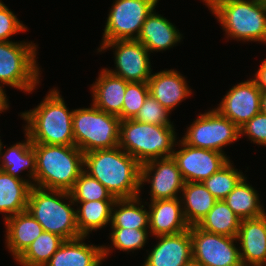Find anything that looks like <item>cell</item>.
<instances>
[{
    "label": "cell",
    "mask_w": 266,
    "mask_h": 266,
    "mask_svg": "<svg viewBox=\"0 0 266 266\" xmlns=\"http://www.w3.org/2000/svg\"><path fill=\"white\" fill-rule=\"evenodd\" d=\"M84 171L102 183L116 199L141 193V164L119 146L84 153Z\"/></svg>",
    "instance_id": "cell-1"
},
{
    "label": "cell",
    "mask_w": 266,
    "mask_h": 266,
    "mask_svg": "<svg viewBox=\"0 0 266 266\" xmlns=\"http://www.w3.org/2000/svg\"><path fill=\"white\" fill-rule=\"evenodd\" d=\"M58 89L49 90L45 98L32 110L20 113L26 121L24 132L32 143L75 145L73 111L66 106Z\"/></svg>",
    "instance_id": "cell-2"
},
{
    "label": "cell",
    "mask_w": 266,
    "mask_h": 266,
    "mask_svg": "<svg viewBox=\"0 0 266 266\" xmlns=\"http://www.w3.org/2000/svg\"><path fill=\"white\" fill-rule=\"evenodd\" d=\"M32 146L36 155L34 186L69 192L84 171V153L75 145Z\"/></svg>",
    "instance_id": "cell-3"
},
{
    "label": "cell",
    "mask_w": 266,
    "mask_h": 266,
    "mask_svg": "<svg viewBox=\"0 0 266 266\" xmlns=\"http://www.w3.org/2000/svg\"><path fill=\"white\" fill-rule=\"evenodd\" d=\"M69 201L66 203L64 200ZM75 203L70 192L32 186L28 196L27 211L38 221L43 230L64 240L80 237Z\"/></svg>",
    "instance_id": "cell-4"
},
{
    "label": "cell",
    "mask_w": 266,
    "mask_h": 266,
    "mask_svg": "<svg viewBox=\"0 0 266 266\" xmlns=\"http://www.w3.org/2000/svg\"><path fill=\"white\" fill-rule=\"evenodd\" d=\"M173 126L142 123L135 119L121 120L118 146L141 165L172 157L177 143Z\"/></svg>",
    "instance_id": "cell-5"
},
{
    "label": "cell",
    "mask_w": 266,
    "mask_h": 266,
    "mask_svg": "<svg viewBox=\"0 0 266 266\" xmlns=\"http://www.w3.org/2000/svg\"><path fill=\"white\" fill-rule=\"evenodd\" d=\"M227 38L266 44L264 0H218L210 9Z\"/></svg>",
    "instance_id": "cell-6"
},
{
    "label": "cell",
    "mask_w": 266,
    "mask_h": 266,
    "mask_svg": "<svg viewBox=\"0 0 266 266\" xmlns=\"http://www.w3.org/2000/svg\"><path fill=\"white\" fill-rule=\"evenodd\" d=\"M120 118L99 110L93 104L89 108L73 111L74 143L83 153L110 149L119 145Z\"/></svg>",
    "instance_id": "cell-7"
},
{
    "label": "cell",
    "mask_w": 266,
    "mask_h": 266,
    "mask_svg": "<svg viewBox=\"0 0 266 266\" xmlns=\"http://www.w3.org/2000/svg\"><path fill=\"white\" fill-rule=\"evenodd\" d=\"M37 45L32 41H0V84L31 93L40 83L36 60Z\"/></svg>",
    "instance_id": "cell-8"
},
{
    "label": "cell",
    "mask_w": 266,
    "mask_h": 266,
    "mask_svg": "<svg viewBox=\"0 0 266 266\" xmlns=\"http://www.w3.org/2000/svg\"><path fill=\"white\" fill-rule=\"evenodd\" d=\"M240 138V129L215 108L205 111L187 128L182 141L188 146L224 153L223 147Z\"/></svg>",
    "instance_id": "cell-9"
},
{
    "label": "cell",
    "mask_w": 266,
    "mask_h": 266,
    "mask_svg": "<svg viewBox=\"0 0 266 266\" xmlns=\"http://www.w3.org/2000/svg\"><path fill=\"white\" fill-rule=\"evenodd\" d=\"M159 0H115L101 42L137 40L143 23Z\"/></svg>",
    "instance_id": "cell-10"
},
{
    "label": "cell",
    "mask_w": 266,
    "mask_h": 266,
    "mask_svg": "<svg viewBox=\"0 0 266 266\" xmlns=\"http://www.w3.org/2000/svg\"><path fill=\"white\" fill-rule=\"evenodd\" d=\"M192 258L203 266H243L237 237L207 232L196 225L190 226Z\"/></svg>",
    "instance_id": "cell-11"
},
{
    "label": "cell",
    "mask_w": 266,
    "mask_h": 266,
    "mask_svg": "<svg viewBox=\"0 0 266 266\" xmlns=\"http://www.w3.org/2000/svg\"><path fill=\"white\" fill-rule=\"evenodd\" d=\"M114 51L115 70L106 68L110 73L128 82H148L152 75L150 53L137 40H116L102 42L98 52L106 49Z\"/></svg>",
    "instance_id": "cell-12"
},
{
    "label": "cell",
    "mask_w": 266,
    "mask_h": 266,
    "mask_svg": "<svg viewBox=\"0 0 266 266\" xmlns=\"http://www.w3.org/2000/svg\"><path fill=\"white\" fill-rule=\"evenodd\" d=\"M178 142L176 145L181 149L174 150L172 157L185 182H202L230 161L226 154L218 151L188 146L182 140Z\"/></svg>",
    "instance_id": "cell-13"
},
{
    "label": "cell",
    "mask_w": 266,
    "mask_h": 266,
    "mask_svg": "<svg viewBox=\"0 0 266 266\" xmlns=\"http://www.w3.org/2000/svg\"><path fill=\"white\" fill-rule=\"evenodd\" d=\"M141 187L150 184V201L175 199L185 181L173 157L154 159L141 165Z\"/></svg>",
    "instance_id": "cell-14"
},
{
    "label": "cell",
    "mask_w": 266,
    "mask_h": 266,
    "mask_svg": "<svg viewBox=\"0 0 266 266\" xmlns=\"http://www.w3.org/2000/svg\"><path fill=\"white\" fill-rule=\"evenodd\" d=\"M261 90L254 79L234 85L215 108L238 128L261 112Z\"/></svg>",
    "instance_id": "cell-15"
},
{
    "label": "cell",
    "mask_w": 266,
    "mask_h": 266,
    "mask_svg": "<svg viewBox=\"0 0 266 266\" xmlns=\"http://www.w3.org/2000/svg\"><path fill=\"white\" fill-rule=\"evenodd\" d=\"M87 236L65 240L45 266H100L112 247L86 244Z\"/></svg>",
    "instance_id": "cell-16"
},
{
    "label": "cell",
    "mask_w": 266,
    "mask_h": 266,
    "mask_svg": "<svg viewBox=\"0 0 266 266\" xmlns=\"http://www.w3.org/2000/svg\"><path fill=\"white\" fill-rule=\"evenodd\" d=\"M237 240L243 266H266V213L242 219Z\"/></svg>",
    "instance_id": "cell-17"
},
{
    "label": "cell",
    "mask_w": 266,
    "mask_h": 266,
    "mask_svg": "<svg viewBox=\"0 0 266 266\" xmlns=\"http://www.w3.org/2000/svg\"><path fill=\"white\" fill-rule=\"evenodd\" d=\"M159 241L142 266H183L192 258L190 228L183 232L157 236Z\"/></svg>",
    "instance_id": "cell-18"
},
{
    "label": "cell",
    "mask_w": 266,
    "mask_h": 266,
    "mask_svg": "<svg viewBox=\"0 0 266 266\" xmlns=\"http://www.w3.org/2000/svg\"><path fill=\"white\" fill-rule=\"evenodd\" d=\"M149 232L152 236L172 235L190 228L180 198L150 201Z\"/></svg>",
    "instance_id": "cell-19"
},
{
    "label": "cell",
    "mask_w": 266,
    "mask_h": 266,
    "mask_svg": "<svg viewBox=\"0 0 266 266\" xmlns=\"http://www.w3.org/2000/svg\"><path fill=\"white\" fill-rule=\"evenodd\" d=\"M147 83L149 94L170 112L192 94L185 77L174 69L153 73Z\"/></svg>",
    "instance_id": "cell-20"
},
{
    "label": "cell",
    "mask_w": 266,
    "mask_h": 266,
    "mask_svg": "<svg viewBox=\"0 0 266 266\" xmlns=\"http://www.w3.org/2000/svg\"><path fill=\"white\" fill-rule=\"evenodd\" d=\"M127 83L128 81L103 68L96 81L90 86L93 96L92 104L99 110L118 116L122 120L123 99Z\"/></svg>",
    "instance_id": "cell-21"
},
{
    "label": "cell",
    "mask_w": 266,
    "mask_h": 266,
    "mask_svg": "<svg viewBox=\"0 0 266 266\" xmlns=\"http://www.w3.org/2000/svg\"><path fill=\"white\" fill-rule=\"evenodd\" d=\"M182 35L176 26L166 17L156 13L154 8L145 19L137 41L142 43L151 54L154 51H165L176 46L181 41Z\"/></svg>",
    "instance_id": "cell-22"
},
{
    "label": "cell",
    "mask_w": 266,
    "mask_h": 266,
    "mask_svg": "<svg viewBox=\"0 0 266 266\" xmlns=\"http://www.w3.org/2000/svg\"><path fill=\"white\" fill-rule=\"evenodd\" d=\"M6 248L16 260L44 231L38 221L26 210L4 220Z\"/></svg>",
    "instance_id": "cell-23"
},
{
    "label": "cell",
    "mask_w": 266,
    "mask_h": 266,
    "mask_svg": "<svg viewBox=\"0 0 266 266\" xmlns=\"http://www.w3.org/2000/svg\"><path fill=\"white\" fill-rule=\"evenodd\" d=\"M24 136L26 137L24 141L11 145L4 154L1 153L0 170L26 181L32 187L36 173V155L30 137L26 133ZM24 170H29L27 174L29 179L20 177L19 174Z\"/></svg>",
    "instance_id": "cell-24"
},
{
    "label": "cell",
    "mask_w": 266,
    "mask_h": 266,
    "mask_svg": "<svg viewBox=\"0 0 266 266\" xmlns=\"http://www.w3.org/2000/svg\"><path fill=\"white\" fill-rule=\"evenodd\" d=\"M181 193L182 209L189 226L197 225L218 201L202 182H185Z\"/></svg>",
    "instance_id": "cell-25"
},
{
    "label": "cell",
    "mask_w": 266,
    "mask_h": 266,
    "mask_svg": "<svg viewBox=\"0 0 266 266\" xmlns=\"http://www.w3.org/2000/svg\"><path fill=\"white\" fill-rule=\"evenodd\" d=\"M30 189L26 181L0 170V213L4 220L27 210Z\"/></svg>",
    "instance_id": "cell-26"
},
{
    "label": "cell",
    "mask_w": 266,
    "mask_h": 266,
    "mask_svg": "<svg viewBox=\"0 0 266 266\" xmlns=\"http://www.w3.org/2000/svg\"><path fill=\"white\" fill-rule=\"evenodd\" d=\"M77 206L76 221L79 234L88 236L92 231L111 223L112 207L115 200L73 201ZM78 204H80L78 206Z\"/></svg>",
    "instance_id": "cell-27"
},
{
    "label": "cell",
    "mask_w": 266,
    "mask_h": 266,
    "mask_svg": "<svg viewBox=\"0 0 266 266\" xmlns=\"http://www.w3.org/2000/svg\"><path fill=\"white\" fill-rule=\"evenodd\" d=\"M140 200L139 196L116 199L112 207L111 227L149 229V212Z\"/></svg>",
    "instance_id": "cell-28"
},
{
    "label": "cell",
    "mask_w": 266,
    "mask_h": 266,
    "mask_svg": "<svg viewBox=\"0 0 266 266\" xmlns=\"http://www.w3.org/2000/svg\"><path fill=\"white\" fill-rule=\"evenodd\" d=\"M246 178L244 176L224 199L241 220L257 218L266 213L263 205L260 204L258 191L247 183Z\"/></svg>",
    "instance_id": "cell-29"
},
{
    "label": "cell",
    "mask_w": 266,
    "mask_h": 266,
    "mask_svg": "<svg viewBox=\"0 0 266 266\" xmlns=\"http://www.w3.org/2000/svg\"><path fill=\"white\" fill-rule=\"evenodd\" d=\"M241 219L224 200H218L208 214L196 225L207 232L237 237Z\"/></svg>",
    "instance_id": "cell-30"
},
{
    "label": "cell",
    "mask_w": 266,
    "mask_h": 266,
    "mask_svg": "<svg viewBox=\"0 0 266 266\" xmlns=\"http://www.w3.org/2000/svg\"><path fill=\"white\" fill-rule=\"evenodd\" d=\"M64 241L56 234L43 231L15 261L21 266H45Z\"/></svg>",
    "instance_id": "cell-31"
},
{
    "label": "cell",
    "mask_w": 266,
    "mask_h": 266,
    "mask_svg": "<svg viewBox=\"0 0 266 266\" xmlns=\"http://www.w3.org/2000/svg\"><path fill=\"white\" fill-rule=\"evenodd\" d=\"M243 177V172L235 169L230 160L202 183L217 200H224Z\"/></svg>",
    "instance_id": "cell-32"
},
{
    "label": "cell",
    "mask_w": 266,
    "mask_h": 266,
    "mask_svg": "<svg viewBox=\"0 0 266 266\" xmlns=\"http://www.w3.org/2000/svg\"><path fill=\"white\" fill-rule=\"evenodd\" d=\"M73 201L116 200L98 180L83 171L69 191Z\"/></svg>",
    "instance_id": "cell-33"
},
{
    "label": "cell",
    "mask_w": 266,
    "mask_h": 266,
    "mask_svg": "<svg viewBox=\"0 0 266 266\" xmlns=\"http://www.w3.org/2000/svg\"><path fill=\"white\" fill-rule=\"evenodd\" d=\"M148 229H132L123 227H111L110 239L115 249L120 251L134 252L146 245Z\"/></svg>",
    "instance_id": "cell-34"
},
{
    "label": "cell",
    "mask_w": 266,
    "mask_h": 266,
    "mask_svg": "<svg viewBox=\"0 0 266 266\" xmlns=\"http://www.w3.org/2000/svg\"><path fill=\"white\" fill-rule=\"evenodd\" d=\"M148 95L147 82H128L123 99L122 120L134 119Z\"/></svg>",
    "instance_id": "cell-35"
},
{
    "label": "cell",
    "mask_w": 266,
    "mask_h": 266,
    "mask_svg": "<svg viewBox=\"0 0 266 266\" xmlns=\"http://www.w3.org/2000/svg\"><path fill=\"white\" fill-rule=\"evenodd\" d=\"M170 113L149 94L134 119L142 123L154 125H173V122L168 117Z\"/></svg>",
    "instance_id": "cell-36"
},
{
    "label": "cell",
    "mask_w": 266,
    "mask_h": 266,
    "mask_svg": "<svg viewBox=\"0 0 266 266\" xmlns=\"http://www.w3.org/2000/svg\"><path fill=\"white\" fill-rule=\"evenodd\" d=\"M27 27L21 23L17 16L11 11L6 4L0 5V41L9 42L11 36L19 32L26 31Z\"/></svg>",
    "instance_id": "cell-37"
},
{
    "label": "cell",
    "mask_w": 266,
    "mask_h": 266,
    "mask_svg": "<svg viewBox=\"0 0 266 266\" xmlns=\"http://www.w3.org/2000/svg\"><path fill=\"white\" fill-rule=\"evenodd\" d=\"M239 129L240 138L246 135L254 144L266 146V114L259 112Z\"/></svg>",
    "instance_id": "cell-38"
},
{
    "label": "cell",
    "mask_w": 266,
    "mask_h": 266,
    "mask_svg": "<svg viewBox=\"0 0 266 266\" xmlns=\"http://www.w3.org/2000/svg\"><path fill=\"white\" fill-rule=\"evenodd\" d=\"M253 79L255 80L261 92H266V59H264L262 64H260V67L254 74Z\"/></svg>",
    "instance_id": "cell-39"
},
{
    "label": "cell",
    "mask_w": 266,
    "mask_h": 266,
    "mask_svg": "<svg viewBox=\"0 0 266 266\" xmlns=\"http://www.w3.org/2000/svg\"><path fill=\"white\" fill-rule=\"evenodd\" d=\"M9 109L8 97L0 84V113Z\"/></svg>",
    "instance_id": "cell-40"
},
{
    "label": "cell",
    "mask_w": 266,
    "mask_h": 266,
    "mask_svg": "<svg viewBox=\"0 0 266 266\" xmlns=\"http://www.w3.org/2000/svg\"><path fill=\"white\" fill-rule=\"evenodd\" d=\"M260 108L261 112L266 114V92H261Z\"/></svg>",
    "instance_id": "cell-41"
},
{
    "label": "cell",
    "mask_w": 266,
    "mask_h": 266,
    "mask_svg": "<svg viewBox=\"0 0 266 266\" xmlns=\"http://www.w3.org/2000/svg\"><path fill=\"white\" fill-rule=\"evenodd\" d=\"M183 266H203V265L201 263H199L197 260L191 258Z\"/></svg>",
    "instance_id": "cell-42"
},
{
    "label": "cell",
    "mask_w": 266,
    "mask_h": 266,
    "mask_svg": "<svg viewBox=\"0 0 266 266\" xmlns=\"http://www.w3.org/2000/svg\"><path fill=\"white\" fill-rule=\"evenodd\" d=\"M205 2L204 5H206L209 9L218 1V0H202Z\"/></svg>",
    "instance_id": "cell-43"
},
{
    "label": "cell",
    "mask_w": 266,
    "mask_h": 266,
    "mask_svg": "<svg viewBox=\"0 0 266 266\" xmlns=\"http://www.w3.org/2000/svg\"><path fill=\"white\" fill-rule=\"evenodd\" d=\"M3 145H4V144H2L1 139H0V157H1V153H2V151H3V149H4Z\"/></svg>",
    "instance_id": "cell-44"
}]
</instances>
